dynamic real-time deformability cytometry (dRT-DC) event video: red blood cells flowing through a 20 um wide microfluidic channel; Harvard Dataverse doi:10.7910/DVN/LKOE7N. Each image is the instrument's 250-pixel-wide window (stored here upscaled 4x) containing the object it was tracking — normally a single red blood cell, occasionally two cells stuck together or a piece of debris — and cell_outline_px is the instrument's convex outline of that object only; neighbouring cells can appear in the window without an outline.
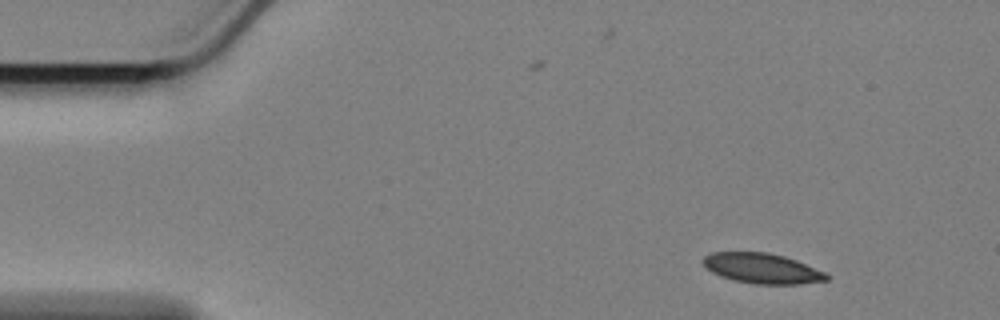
{"species": "Egyptian fruit bat (a non-hibernating species)", "species_latin": "Rousettus aegyptiacus", "temperature_condition": "cold", "stored_images_in_passage": 54, "segment_of_instrument_passage": [1, 2], "camera_frame_rate_fps": 3000, "um_per_image_px": 0.085, "animal": {"sex": "female"}, "frame": {"image": 1, "passage_image": 1, "time_ms": 0.0, "image_size_px": [1000, 320], "cell_outline_px": [[828, 280], [800, 284], [752, 284], [732, 280], [720, 276], [712, 272], [700, 260], [704, 256], [712, 252], [768, 252], [784, 256], [796, 260], [824, 272], [828, 276]], "centroid_in_image_um": [64.74, 22.81], "position_along_channel_um": 20.3, "area_um2": 21.73}}
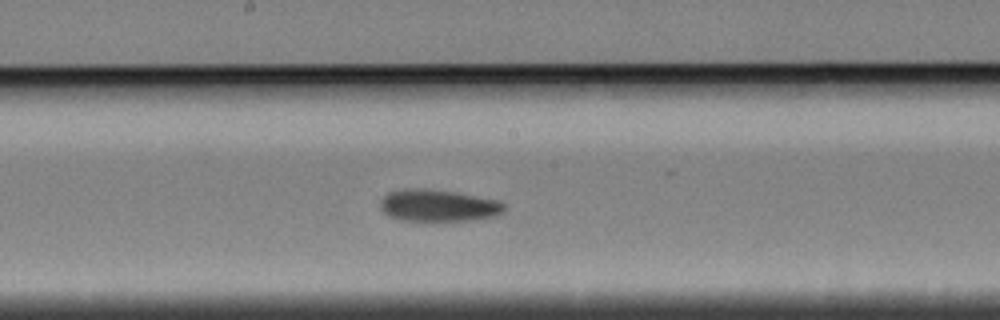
{"frame": {"image": 2, "passage_image": 25, "time_ms": 8.0, "image_size_px": [1000, 320], "cell_outline_px": [[504, 212], [496, 216], [472, 220], [400, 220], [388, 216], [380, 208], [380, 200], [388, 192], [404, 188], [428, 188], [456, 192], [500, 200], [504, 204]], "centroid_in_image_um": [37.24, 17.45], "position_along_channel_um": 211.0, "area_um2": 23.29}}
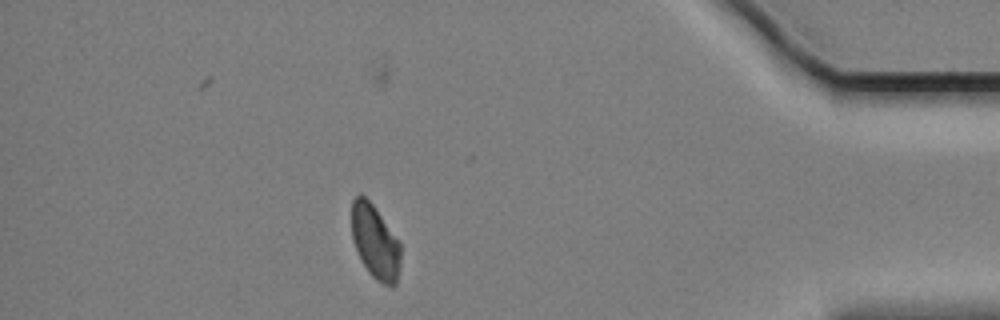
{"frame": {"image": 3, "passage_image": 46, "time_ms": 15.0, "image_size_px": [1000, 320], "cell_outline_px": [[400, 268], [396, 284], [392, 288], [376, 280], [368, 272], [360, 260], [356, 252], [352, 240], [352, 200], [356, 196], [364, 196], [372, 204], [400, 240]], "centroid_in_image_um": [31.9, 20.61], "position_along_channel_um": 403.3, "area_um2": 21.39}}